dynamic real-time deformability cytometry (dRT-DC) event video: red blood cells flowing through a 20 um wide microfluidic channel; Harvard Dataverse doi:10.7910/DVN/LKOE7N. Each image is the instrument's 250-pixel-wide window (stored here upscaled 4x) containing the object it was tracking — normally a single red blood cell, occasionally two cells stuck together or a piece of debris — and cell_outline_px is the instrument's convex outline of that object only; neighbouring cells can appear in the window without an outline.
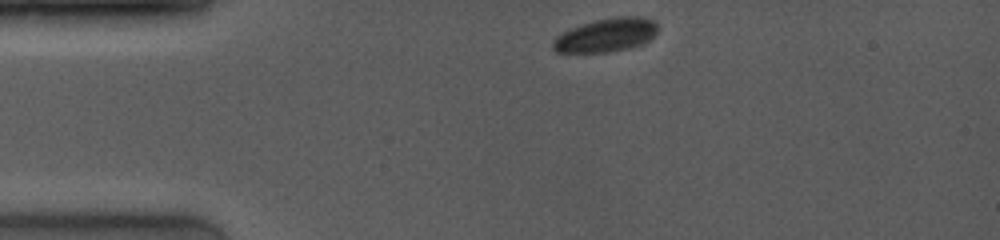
{"species": "common noctule bat (a hibernating species)", "species_latin": "Nyctalus noctula", "temperature_condition": "room temperature", "stored_images_in_passage": 22, "camera_frame_rate_fps": 4000, "um_per_image_px": 0.085, "animal": {"sex": "female", "body_mass_g": 19.0, "forearm_length_mm": 53.3}, "frame": {"image": 1, "passage_image": 1, "time_ms": 0.0, "image_size_px": [1000, 240], "cell_outline_px": [[660, 28], [644, 44], [628, 48], [608, 52], [556, 52], [552, 48], [552, 40], [556, 36], [580, 24], [596, 20], [616, 16], [644, 16], [652, 20]], "centroid_in_image_um": [51.53, 2.97], "position_along_channel_um": 33.5, "area_um2": 20.58}}
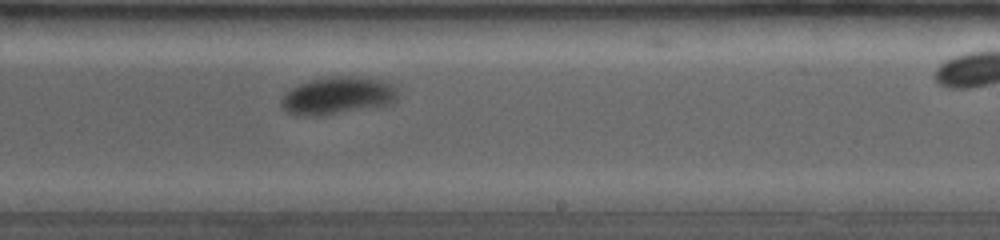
{"frame": {"image": 2, "passage_image": 15, "time_ms": 7.0, "image_size_px": [1000, 240], "cell_outline_px": [[396, 100], [392, 104], [320, 116], [296, 116], [288, 112], [280, 104], [280, 100], [292, 88], [300, 84], [312, 80], [332, 76], [348, 76], [384, 80], [392, 84], [396, 88]], "centroid_in_image_um": [28.7, 8.14], "position_along_channel_um": 260.3, "area_um2": 25.32}}
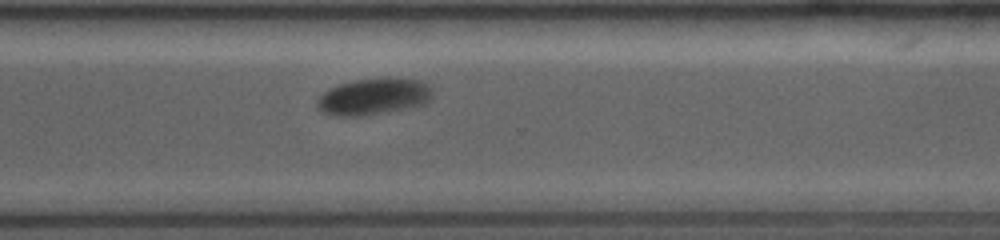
{"frame": {"image": 3, "passage_image": 19, "time_ms": 9.0, "image_size_px": [1000, 240], "cell_outline_px": [[432, 96], [424, 104], [404, 108], [360, 116], [336, 116], [320, 112], [316, 108], [316, 100], [324, 92], [340, 84], [356, 80], [388, 76], [420, 80], [428, 84], [432, 88]], "centroid_in_image_um": [31.74, 8.19], "position_along_channel_um": 338.9, "area_um2": 24.68}}